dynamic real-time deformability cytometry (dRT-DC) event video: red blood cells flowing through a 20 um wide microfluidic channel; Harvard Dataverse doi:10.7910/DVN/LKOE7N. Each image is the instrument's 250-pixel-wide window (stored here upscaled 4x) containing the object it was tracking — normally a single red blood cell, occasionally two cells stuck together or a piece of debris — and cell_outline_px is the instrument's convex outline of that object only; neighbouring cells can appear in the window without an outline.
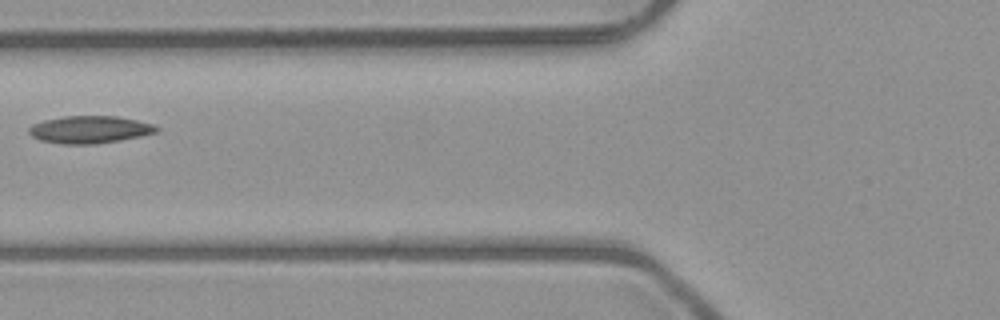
{"species": "common noctule bat (a hibernating species)", "species_latin": "Nyctalus noctula", "temperature_condition": "room temperature", "stored_images_in_passage": 2, "camera_frame_rate_fps": 3000, "um_per_image_px": 0.085, "animal": {"sex": "male", "body_mass_g": 23.1, "forearm_length_mm": 52.7}, "frame": {"image": 1, "passage_image": 2, "time_ms": 1.333, "image_size_px": [1000, 320], "cell_outline_px": [[160, 128], [156, 132], [140, 136], [120, 140], [96, 144], [64, 144], [40, 140], [32, 136], [28, 132], [28, 128], [32, 124], [44, 120], [64, 116], [116, 116], [136, 120], [152, 124]], "centroid_in_image_um": [7.6, 11.01], "position_along_channel_um": 118.2, "area_um2": 20.29}}